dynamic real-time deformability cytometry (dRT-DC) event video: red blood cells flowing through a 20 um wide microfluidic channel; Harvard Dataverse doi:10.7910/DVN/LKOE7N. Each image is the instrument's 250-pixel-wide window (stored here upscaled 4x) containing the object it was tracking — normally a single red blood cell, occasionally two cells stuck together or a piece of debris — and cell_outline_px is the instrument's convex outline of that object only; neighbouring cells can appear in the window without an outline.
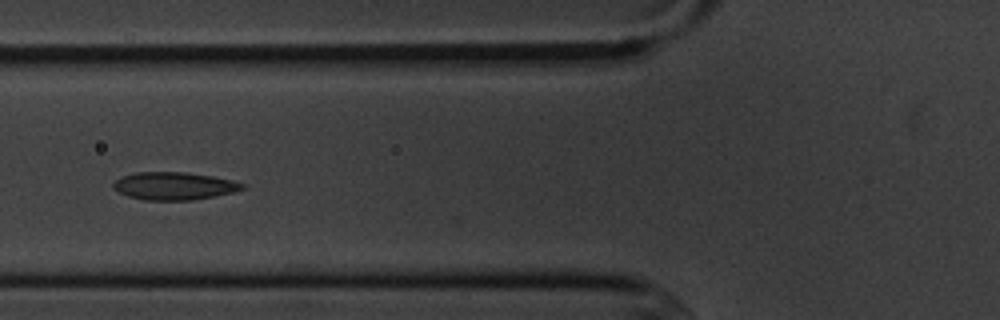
{"species": "common noctule bat (a hibernating species)", "species_latin": "Nyctalus noctula", "temperature_condition": "cold", "stored_images_in_passage": 10, "camera_frame_rate_fps": 3000, "um_per_image_px": 0.085, "animal": {"sex": "male", "body_mass_g": 20.1, "forearm_length_mm": 53.5}, "frame": {"image": 1, "passage_image": 6, "time_ms": 5.667, "image_size_px": [1000, 320], "cell_outline_px": [[244, 188], [232, 192], [192, 200], [144, 200], [128, 196], [112, 188], [112, 184], [120, 176], [136, 172], [184, 172], [212, 176], [232, 180], [244, 184]], "centroid_in_image_um": [14.74, 15.8], "position_along_channel_um": 111.1, "area_um2": 20.69}}
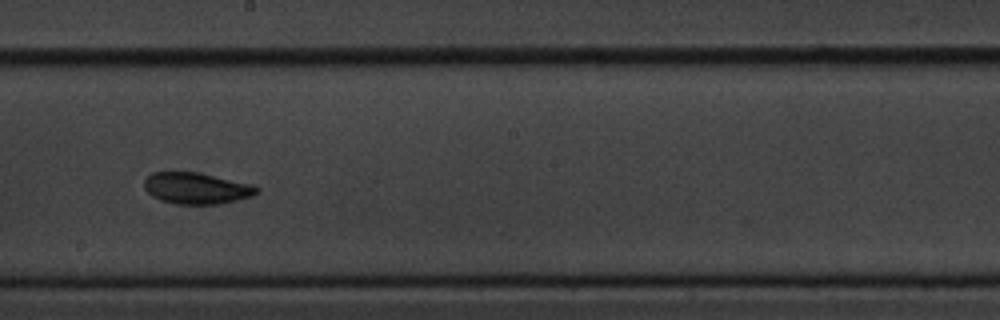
{"frame": {"image": 2, "passage_image": 9, "time_ms": 9.0, "image_size_px": [1000, 320], "cell_outline_px": [[260, 192], [252, 196], [236, 200], [216, 204], [176, 204], [160, 200], [152, 196], [144, 188], [144, 180], [152, 172], [196, 172], [252, 184], [260, 188]], "centroid_in_image_um": [16.7, 16.0], "position_along_channel_um": 231.5, "area_um2": 20.52}}
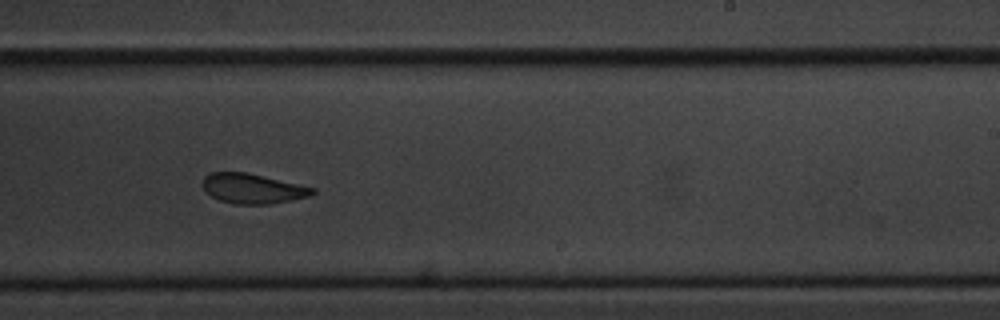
{"frame": {"image": 3, "passage_image": 10, "time_ms": 10.0, "image_size_px": [1000, 320], "cell_outline_px": [[316, 192], [308, 196], [292, 200], [268, 204], [236, 204], [220, 200], [204, 192], [200, 184], [204, 176], [212, 172], [248, 172], [316, 188]], "centroid_in_image_um": [21.43, 16.02], "position_along_channel_um": 267.6, "area_um2": 19.31}}